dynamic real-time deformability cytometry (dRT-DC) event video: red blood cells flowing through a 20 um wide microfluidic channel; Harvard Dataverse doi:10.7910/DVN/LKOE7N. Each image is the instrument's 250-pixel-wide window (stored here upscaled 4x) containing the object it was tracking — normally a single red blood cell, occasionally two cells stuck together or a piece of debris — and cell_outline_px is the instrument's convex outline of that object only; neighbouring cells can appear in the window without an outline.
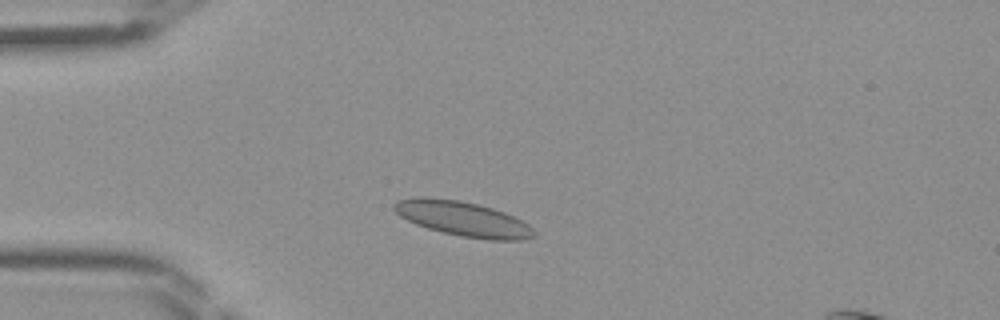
{"species": "Egyptian fruit bat (a non-hibernating species)", "species_latin": "Rousettus aegyptiacus", "temperature_condition": "room temperature", "stored_images_in_passage": 36, "camera_frame_rate_fps": 3000, "um_per_image_px": 0.085, "frame": {"image": 1, "passage_image": 6, "time_ms": 1.667, "image_size_px": [1000, 320], "cell_outline_px": [[536, 236], [524, 240], [488, 240], [460, 236], [428, 228], [416, 224], [400, 216], [392, 208], [392, 204], [396, 200], [420, 196], [460, 200], [492, 208], [504, 212], [528, 224], [536, 232]], "centroid_in_image_um": [39.34, 18.6], "position_along_channel_um": 45.7, "area_um2": 28.38}}
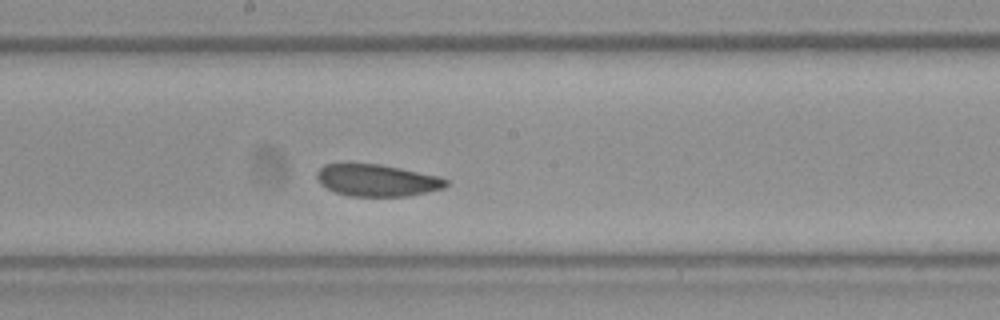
{"frame": {"image": 2, "passage_image": 19, "time_ms": 6.0, "image_size_px": [1000, 320], "cell_outline_px": [[448, 184], [444, 188], [408, 196], [348, 196], [336, 192], [320, 184], [316, 176], [316, 172], [324, 164], [380, 164], [440, 176], [448, 180]], "centroid_in_image_um": [32.06, 15.33], "position_along_channel_um": 216.1, "area_um2": 23.99}}
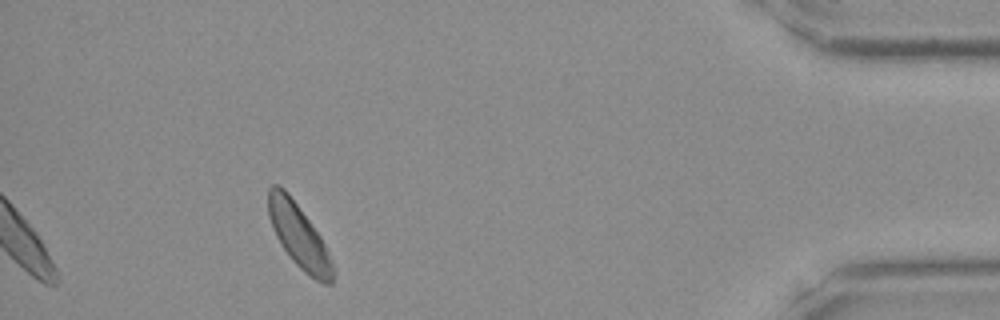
{"frame": {"image": 3, "passage_image": 36, "time_ms": 11.667, "image_size_px": [1000, 320], "cell_outline_px": [[336, 272], [332, 284], [324, 284], [316, 280], [304, 272], [292, 260], [280, 244], [272, 228], [268, 216], [268, 188], [272, 184], [280, 184], [288, 192], [320, 236], [328, 252]], "centroid_in_image_um": [25.4, 20.06], "position_along_channel_um": 409.8, "area_um2": 24.04}}